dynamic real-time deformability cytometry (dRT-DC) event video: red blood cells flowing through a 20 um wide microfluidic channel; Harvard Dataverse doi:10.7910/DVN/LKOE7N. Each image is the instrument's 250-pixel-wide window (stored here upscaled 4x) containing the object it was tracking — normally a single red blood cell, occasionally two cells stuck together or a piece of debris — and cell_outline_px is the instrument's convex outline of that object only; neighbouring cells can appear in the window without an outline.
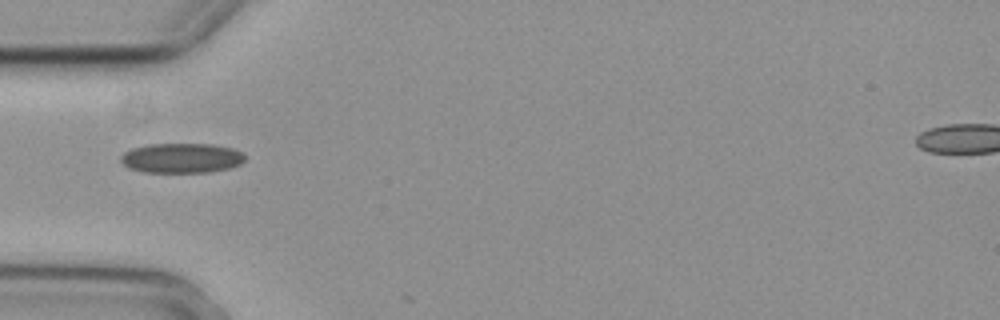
{"species": "common noctule bat (a hibernating species)", "species_latin": "Nyctalus noctula", "temperature_condition": "cold", "stored_images_in_passage": 5, "camera_frame_rate_fps": 3000, "um_per_image_px": 0.085, "animal": {"sex": "female", "body_mass_g": 29.2, "forearm_length_mm": 56.3}, "frame": {"image": 1, "passage_image": 5, "time_ms": 1.333, "image_size_px": [1000, 320], "cell_outline_px": [[244, 160], [240, 164], [228, 168], [208, 172], [144, 172], [128, 168], [120, 160], [120, 156], [124, 152], [132, 148], [148, 144], [212, 144], [232, 148], [244, 152]], "centroid_in_image_um": [15.42, 13.43], "position_along_channel_um": 69.6, "area_um2": 21.62}}